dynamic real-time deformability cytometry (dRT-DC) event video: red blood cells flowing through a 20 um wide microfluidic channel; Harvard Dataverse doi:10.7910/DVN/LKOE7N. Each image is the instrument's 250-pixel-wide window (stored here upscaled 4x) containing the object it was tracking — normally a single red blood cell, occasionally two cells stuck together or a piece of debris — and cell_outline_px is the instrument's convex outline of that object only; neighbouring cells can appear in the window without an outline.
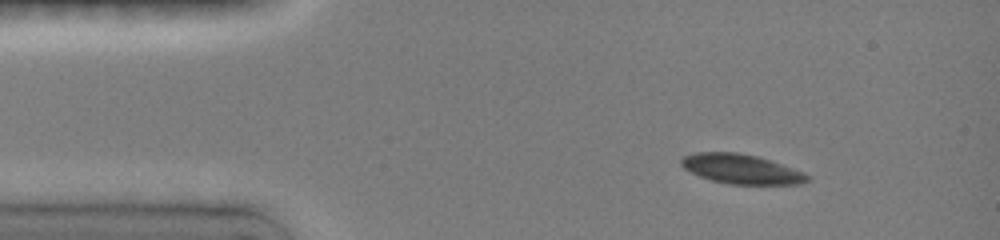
{"species": "common noctule bat (a hibernating species)", "species_latin": "Nyctalus noctula", "temperature_condition": "room temperature", "stored_images_in_passage": 4, "camera_frame_rate_fps": 3000, "um_per_image_px": 0.085, "animal": {"sex": "female", "body_mass_g": 19.0, "forearm_length_mm": 51.5}, "frame": {"image": 1, "passage_image": 1, "time_ms": 0.0, "image_size_px": [1000, 240], "cell_outline_px": [[808, 180], [800, 184], [732, 184], [712, 180], [700, 176], [684, 168], [680, 164], [680, 160], [684, 156], [696, 152], [736, 152], [756, 156], [804, 172], [808, 176]], "centroid_in_image_um": [62.97, 14.36], "position_along_channel_um": 22.0, "area_um2": 21.33}}
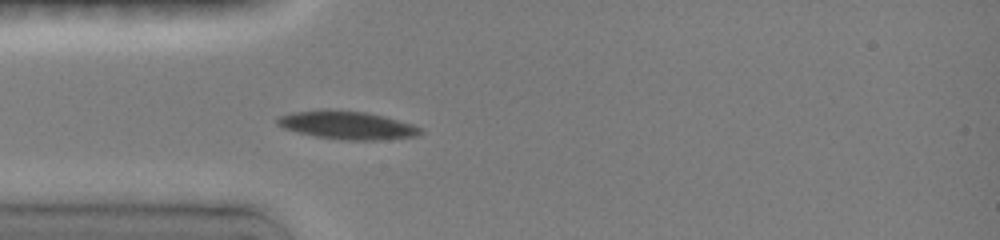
{"frame": {"image": 2, "passage_image": 4, "time_ms": 2.333, "image_size_px": [1000, 240], "cell_outline_px": [[424, 132], [420, 136], [380, 140], [344, 140], [316, 136], [296, 132], [284, 128], [276, 124], [276, 116], [292, 112], [324, 108], [332, 108], [368, 112], [384, 116], [412, 124], [420, 128]], "centroid_in_image_um": [29.48, 10.62], "position_along_channel_um": 55.5, "area_um2": 24.04}}